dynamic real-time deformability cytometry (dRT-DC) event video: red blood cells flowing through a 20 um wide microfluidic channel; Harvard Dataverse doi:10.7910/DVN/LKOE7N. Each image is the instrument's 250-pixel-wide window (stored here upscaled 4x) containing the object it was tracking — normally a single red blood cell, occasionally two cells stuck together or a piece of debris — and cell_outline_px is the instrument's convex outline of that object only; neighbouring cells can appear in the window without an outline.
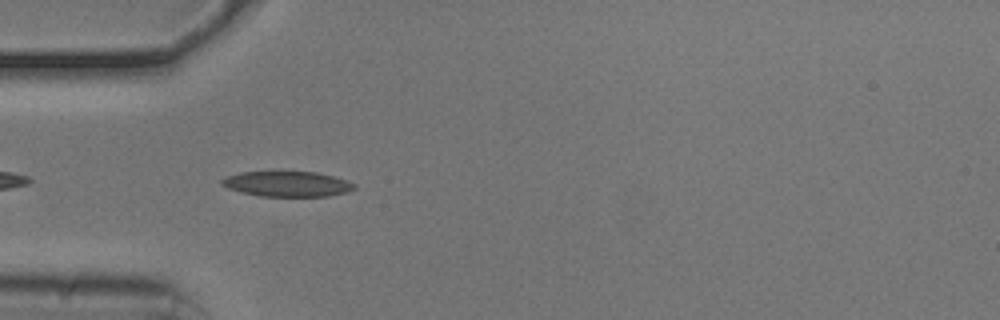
{"species": "common noctule bat (a hibernating species)", "species_latin": "Nyctalus noctula", "temperature_condition": "cold", "stored_images_in_passage": 29, "camera_frame_rate_fps": 3000, "um_per_image_px": 0.085, "animal": {"sex": "male", "body_mass_g": 20.5, "forearm_length_mm": 52.5}, "frame": {"image": 1, "passage_image": 4, "time_ms": 1.0, "image_size_px": [1000, 320], "cell_outline_px": [[356, 188], [348, 192], [328, 196], [260, 196], [240, 192], [228, 188], [220, 184], [220, 180], [224, 176], [240, 172], [316, 172], [332, 176], [356, 184]], "centroid_in_image_um": [24.37, 15.64], "position_along_channel_um": 60.6, "area_um2": 19.54}}
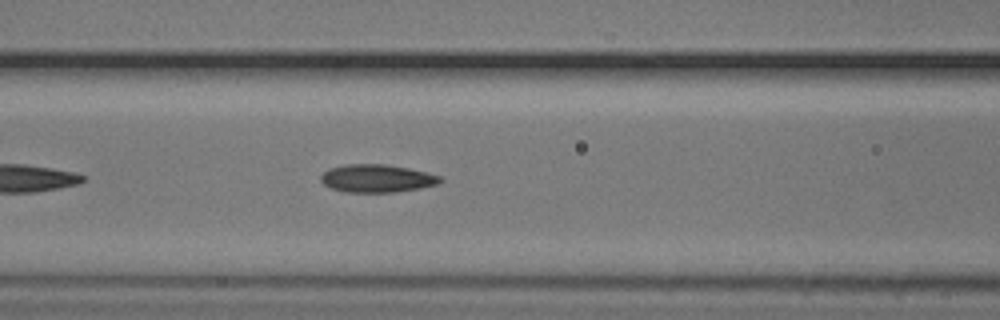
{"frame": {"image": 2, "passage_image": 10, "time_ms": 3.0, "image_size_px": [1000, 320], "cell_outline_px": [[444, 180], [440, 184], [420, 188], [396, 192], [344, 192], [332, 188], [324, 184], [320, 180], [320, 176], [328, 168], [344, 164], [384, 164], [408, 168], [428, 172], [440, 176]], "centroid_in_image_um": [32.05, 15.16], "position_along_channel_um": 134.5, "area_um2": 19.59}}
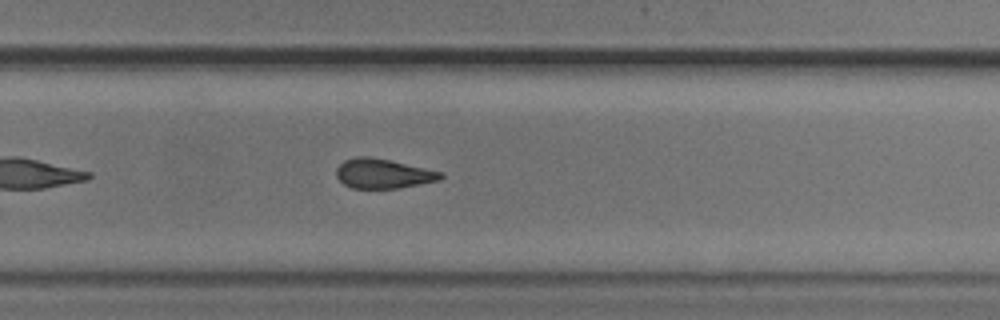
{"frame": {"image": 3, "passage_image": 23, "time_ms": 7.333, "image_size_px": [1000, 320], "cell_outline_px": [[444, 176], [440, 180], [396, 188], [352, 188], [344, 184], [336, 176], [336, 168], [344, 160], [356, 156], [368, 156], [388, 160], [444, 172]], "centroid_in_image_um": [32.55, 14.75], "position_along_channel_um": 297.3, "area_um2": 17.86}, "authors_computed_cell_mechanics": {"area_um2": 19.1896, "velocity_mm_per_s": 3.7559, "shape_relaxation_time_tau1_ms": 2.8868, "shape_relaxation_time_tau2_ms": 4.9246, "deformation_change_tau1": 0.1095, "deformation_change_tau2": 0.1522}}